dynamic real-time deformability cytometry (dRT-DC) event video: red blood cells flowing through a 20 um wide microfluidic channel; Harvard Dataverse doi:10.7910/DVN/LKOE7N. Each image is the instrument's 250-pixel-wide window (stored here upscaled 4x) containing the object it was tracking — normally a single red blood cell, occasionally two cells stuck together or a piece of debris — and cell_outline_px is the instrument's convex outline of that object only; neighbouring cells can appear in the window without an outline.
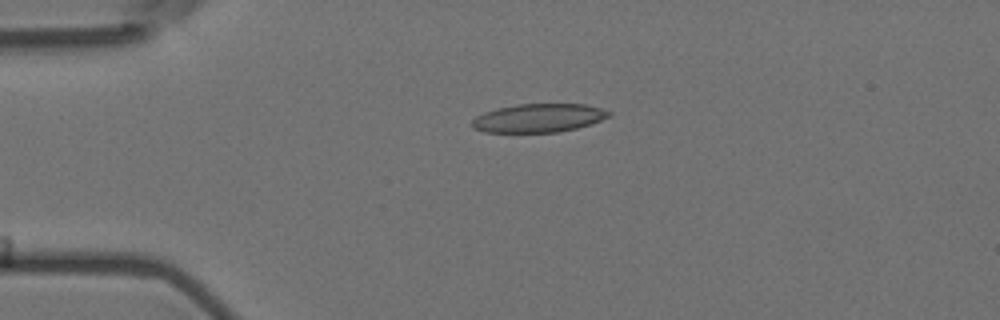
{"species": "Egyptian fruit bat (a non-hibernating species)", "species_latin": "Rousettus aegyptiacus", "temperature_condition": "room temperature", "stored_images_in_passage": 7, "camera_frame_rate_fps": 3000, "um_per_image_px": 0.085, "animal": {"sex": "female"}, "frame": {"image": 1, "passage_image": 4, "time_ms": 1.0, "image_size_px": [1000, 320], "cell_outline_px": [[612, 116], [592, 124], [560, 132], [484, 132], [472, 128], [472, 120], [476, 116], [484, 112], [496, 108], [516, 104], [584, 104], [600, 108], [612, 112]], "centroid_in_image_um": [45.79, 10.03], "position_along_channel_um": 39.2, "area_um2": 22.95}}